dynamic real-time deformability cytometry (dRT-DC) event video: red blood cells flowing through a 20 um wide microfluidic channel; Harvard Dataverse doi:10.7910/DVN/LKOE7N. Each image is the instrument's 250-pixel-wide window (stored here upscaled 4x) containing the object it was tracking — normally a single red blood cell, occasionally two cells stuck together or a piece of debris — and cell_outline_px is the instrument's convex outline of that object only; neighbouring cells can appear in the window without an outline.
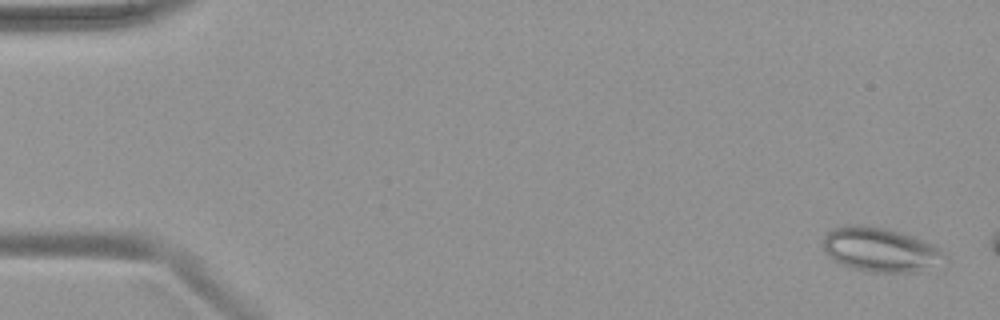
{"species": "common noctule bat (a hibernating species)", "species_latin": "Nyctalus noctula", "temperature_condition": "warm", "stored_images_in_passage": 10, "camera_frame_rate_fps": 3000, "um_per_image_px": 0.085, "animal": {"sex": "female", "body_mass_g": 19.9}, "frame": {"image": 1, "passage_image": 2, "time_ms": 0.333, "image_size_px": [1000, 320], "cell_outline_px": [[948, 264], [920, 272], [872, 272], [852, 268], [840, 264], [828, 256], [824, 252], [824, 236], [832, 228], [848, 224], [856, 224], [884, 228], [900, 232], [912, 236], [932, 244], [940, 248], [948, 260]], "centroid_in_image_um": [74.89, 21.24], "position_along_channel_um": 10.1, "area_um2": 31.85}}